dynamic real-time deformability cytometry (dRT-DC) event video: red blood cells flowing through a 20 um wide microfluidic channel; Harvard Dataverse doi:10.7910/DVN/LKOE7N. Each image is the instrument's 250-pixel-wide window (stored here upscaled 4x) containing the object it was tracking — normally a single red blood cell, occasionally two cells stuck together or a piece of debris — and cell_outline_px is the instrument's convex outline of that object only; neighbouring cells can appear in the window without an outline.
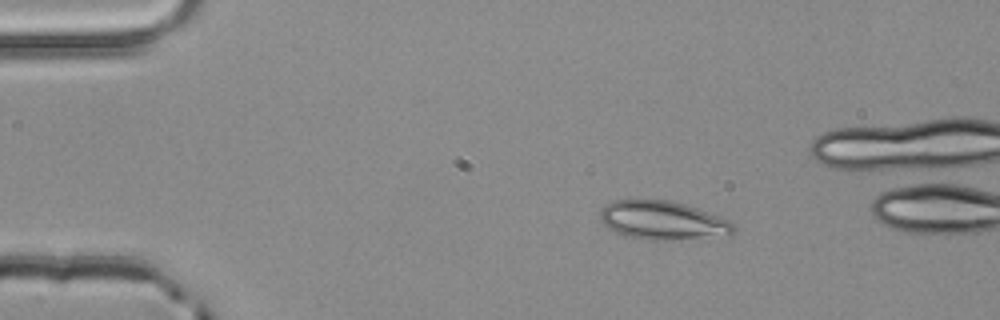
{"species": "common noctule bat (a hibernating species)", "species_latin": "Nyctalus noctula", "temperature_condition": "room temperature", "stored_images_in_passage": 4, "camera_frame_rate_fps": 3000, "um_per_image_px": 0.085, "animal": {"sex": "male", "body_mass_g": 20.4}, "frame": {"image": 1, "passage_image": 2, "time_ms": 0.333, "image_size_px": [1000, 320], "cell_outline_px": [[736, 232], [732, 236], [668, 240], [648, 240], [624, 236], [608, 228], [604, 224], [600, 216], [600, 212], [604, 204], [612, 200], [672, 200], [724, 216], [736, 228]], "centroid_in_image_um": [56.4, 18.74], "position_along_channel_um": 28.6, "area_um2": 30.69}}
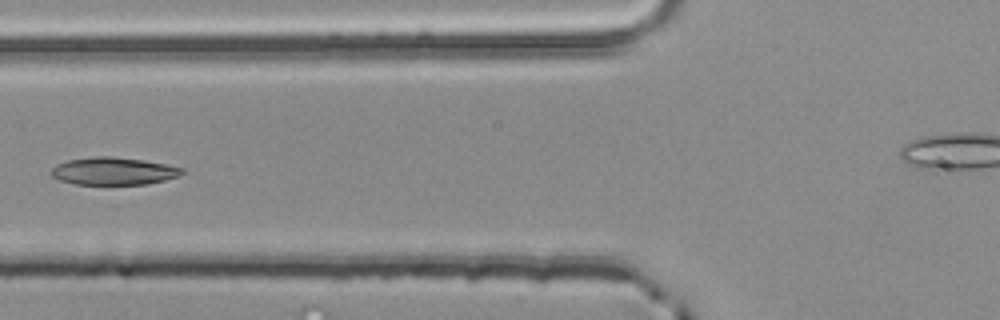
{"frame": {"image": 2, "passage_image": 4, "time_ms": 1.0, "image_size_px": [1000, 320], "cell_outline_px": [[184, 172], [180, 176], [148, 184], [76, 184], [60, 180], [52, 176], [52, 168], [56, 164], [68, 160], [96, 156], [112, 156], [144, 160], [184, 168]], "centroid_in_image_um": [9.67, 14.54], "position_along_channel_um": 116.1, "area_um2": 20.92}}